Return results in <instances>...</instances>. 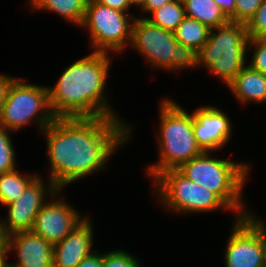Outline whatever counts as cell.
<instances>
[{
	"mask_svg": "<svg viewBox=\"0 0 266 267\" xmlns=\"http://www.w3.org/2000/svg\"><path fill=\"white\" fill-rule=\"evenodd\" d=\"M147 0H129L131 6L133 5V7L137 8L138 7V11L139 9H141L145 3H146Z\"/></svg>",
	"mask_w": 266,
	"mask_h": 267,
	"instance_id": "cell-34",
	"label": "cell"
},
{
	"mask_svg": "<svg viewBox=\"0 0 266 267\" xmlns=\"http://www.w3.org/2000/svg\"><path fill=\"white\" fill-rule=\"evenodd\" d=\"M95 1L104 6L129 14H131V9L133 7L131 6L129 0H95Z\"/></svg>",
	"mask_w": 266,
	"mask_h": 267,
	"instance_id": "cell-28",
	"label": "cell"
},
{
	"mask_svg": "<svg viewBox=\"0 0 266 267\" xmlns=\"http://www.w3.org/2000/svg\"><path fill=\"white\" fill-rule=\"evenodd\" d=\"M15 76L0 72V110L4 102L8 86Z\"/></svg>",
	"mask_w": 266,
	"mask_h": 267,
	"instance_id": "cell-32",
	"label": "cell"
},
{
	"mask_svg": "<svg viewBox=\"0 0 266 267\" xmlns=\"http://www.w3.org/2000/svg\"><path fill=\"white\" fill-rule=\"evenodd\" d=\"M246 26L249 38H266V0Z\"/></svg>",
	"mask_w": 266,
	"mask_h": 267,
	"instance_id": "cell-26",
	"label": "cell"
},
{
	"mask_svg": "<svg viewBox=\"0 0 266 267\" xmlns=\"http://www.w3.org/2000/svg\"><path fill=\"white\" fill-rule=\"evenodd\" d=\"M215 153V154H214ZM216 152H203L183 163L178 170L189 180L215 193L236 216L246 217L253 211L247 206L244 190L252 163L220 158Z\"/></svg>",
	"mask_w": 266,
	"mask_h": 267,
	"instance_id": "cell-4",
	"label": "cell"
},
{
	"mask_svg": "<svg viewBox=\"0 0 266 267\" xmlns=\"http://www.w3.org/2000/svg\"><path fill=\"white\" fill-rule=\"evenodd\" d=\"M96 250L89 256L85 257L76 267H102L103 252Z\"/></svg>",
	"mask_w": 266,
	"mask_h": 267,
	"instance_id": "cell-29",
	"label": "cell"
},
{
	"mask_svg": "<svg viewBox=\"0 0 266 267\" xmlns=\"http://www.w3.org/2000/svg\"><path fill=\"white\" fill-rule=\"evenodd\" d=\"M174 0H147L145 5L140 9V15L139 17L146 18L152 11L155 9L161 7L162 5L172 2ZM145 14V16H144Z\"/></svg>",
	"mask_w": 266,
	"mask_h": 267,
	"instance_id": "cell-31",
	"label": "cell"
},
{
	"mask_svg": "<svg viewBox=\"0 0 266 267\" xmlns=\"http://www.w3.org/2000/svg\"><path fill=\"white\" fill-rule=\"evenodd\" d=\"M263 0H236L235 22L247 25L253 18Z\"/></svg>",
	"mask_w": 266,
	"mask_h": 267,
	"instance_id": "cell-27",
	"label": "cell"
},
{
	"mask_svg": "<svg viewBox=\"0 0 266 267\" xmlns=\"http://www.w3.org/2000/svg\"><path fill=\"white\" fill-rule=\"evenodd\" d=\"M182 2L185 16L198 20L210 29L230 21L214 0H182Z\"/></svg>",
	"mask_w": 266,
	"mask_h": 267,
	"instance_id": "cell-18",
	"label": "cell"
},
{
	"mask_svg": "<svg viewBox=\"0 0 266 267\" xmlns=\"http://www.w3.org/2000/svg\"><path fill=\"white\" fill-rule=\"evenodd\" d=\"M175 57H173V63L171 64V73H180L183 70H196L198 69V56L197 51L192 47L185 46L182 43L177 42L174 46Z\"/></svg>",
	"mask_w": 266,
	"mask_h": 267,
	"instance_id": "cell-23",
	"label": "cell"
},
{
	"mask_svg": "<svg viewBox=\"0 0 266 267\" xmlns=\"http://www.w3.org/2000/svg\"><path fill=\"white\" fill-rule=\"evenodd\" d=\"M152 185L153 197L173 215H203L228 210L227 213L230 211L232 217L239 218L215 193L189 180L178 169L159 173L152 180Z\"/></svg>",
	"mask_w": 266,
	"mask_h": 267,
	"instance_id": "cell-6",
	"label": "cell"
},
{
	"mask_svg": "<svg viewBox=\"0 0 266 267\" xmlns=\"http://www.w3.org/2000/svg\"><path fill=\"white\" fill-rule=\"evenodd\" d=\"M26 173V174H25ZM13 171L0 174V206H7L16 201L26 187L39 175V172Z\"/></svg>",
	"mask_w": 266,
	"mask_h": 267,
	"instance_id": "cell-19",
	"label": "cell"
},
{
	"mask_svg": "<svg viewBox=\"0 0 266 267\" xmlns=\"http://www.w3.org/2000/svg\"><path fill=\"white\" fill-rule=\"evenodd\" d=\"M5 248V237L0 229V252Z\"/></svg>",
	"mask_w": 266,
	"mask_h": 267,
	"instance_id": "cell-35",
	"label": "cell"
},
{
	"mask_svg": "<svg viewBox=\"0 0 266 267\" xmlns=\"http://www.w3.org/2000/svg\"><path fill=\"white\" fill-rule=\"evenodd\" d=\"M135 17L134 13H124L95 0H87L84 17L78 28L89 33L91 51L117 56L130 48Z\"/></svg>",
	"mask_w": 266,
	"mask_h": 267,
	"instance_id": "cell-8",
	"label": "cell"
},
{
	"mask_svg": "<svg viewBox=\"0 0 266 267\" xmlns=\"http://www.w3.org/2000/svg\"><path fill=\"white\" fill-rule=\"evenodd\" d=\"M111 58L109 53L91 51L67 65L57 81L47 86L55 118H122L107 95Z\"/></svg>",
	"mask_w": 266,
	"mask_h": 267,
	"instance_id": "cell-2",
	"label": "cell"
},
{
	"mask_svg": "<svg viewBox=\"0 0 266 267\" xmlns=\"http://www.w3.org/2000/svg\"><path fill=\"white\" fill-rule=\"evenodd\" d=\"M87 0H28V8L34 11H46L57 14L63 20L79 27L82 23Z\"/></svg>",
	"mask_w": 266,
	"mask_h": 267,
	"instance_id": "cell-17",
	"label": "cell"
},
{
	"mask_svg": "<svg viewBox=\"0 0 266 267\" xmlns=\"http://www.w3.org/2000/svg\"><path fill=\"white\" fill-rule=\"evenodd\" d=\"M54 119L47 86L14 77L0 110V126L16 133L32 124L42 132Z\"/></svg>",
	"mask_w": 266,
	"mask_h": 267,
	"instance_id": "cell-7",
	"label": "cell"
},
{
	"mask_svg": "<svg viewBox=\"0 0 266 267\" xmlns=\"http://www.w3.org/2000/svg\"><path fill=\"white\" fill-rule=\"evenodd\" d=\"M5 249L7 267H53V244L31 230L5 237ZM10 255L16 260L9 263Z\"/></svg>",
	"mask_w": 266,
	"mask_h": 267,
	"instance_id": "cell-14",
	"label": "cell"
},
{
	"mask_svg": "<svg viewBox=\"0 0 266 267\" xmlns=\"http://www.w3.org/2000/svg\"><path fill=\"white\" fill-rule=\"evenodd\" d=\"M0 267H7V252L5 248L0 252Z\"/></svg>",
	"mask_w": 266,
	"mask_h": 267,
	"instance_id": "cell-33",
	"label": "cell"
},
{
	"mask_svg": "<svg viewBox=\"0 0 266 267\" xmlns=\"http://www.w3.org/2000/svg\"><path fill=\"white\" fill-rule=\"evenodd\" d=\"M132 125L123 118H55L41 132L46 139L48 179L66 190L75 181L104 172L118 149L133 140Z\"/></svg>",
	"mask_w": 266,
	"mask_h": 267,
	"instance_id": "cell-1",
	"label": "cell"
},
{
	"mask_svg": "<svg viewBox=\"0 0 266 267\" xmlns=\"http://www.w3.org/2000/svg\"><path fill=\"white\" fill-rule=\"evenodd\" d=\"M248 41L245 24L229 21L212 28L208 41L197 53L198 67L228 86L247 65Z\"/></svg>",
	"mask_w": 266,
	"mask_h": 267,
	"instance_id": "cell-5",
	"label": "cell"
},
{
	"mask_svg": "<svg viewBox=\"0 0 266 267\" xmlns=\"http://www.w3.org/2000/svg\"><path fill=\"white\" fill-rule=\"evenodd\" d=\"M177 43L174 33L152 24L146 18L136 16L132 26L131 49L137 51L153 70L171 72ZM132 47V48H131ZM145 58V59H144Z\"/></svg>",
	"mask_w": 266,
	"mask_h": 267,
	"instance_id": "cell-10",
	"label": "cell"
},
{
	"mask_svg": "<svg viewBox=\"0 0 266 267\" xmlns=\"http://www.w3.org/2000/svg\"><path fill=\"white\" fill-rule=\"evenodd\" d=\"M143 260L124 249H110L103 252L102 267H144Z\"/></svg>",
	"mask_w": 266,
	"mask_h": 267,
	"instance_id": "cell-24",
	"label": "cell"
},
{
	"mask_svg": "<svg viewBox=\"0 0 266 267\" xmlns=\"http://www.w3.org/2000/svg\"><path fill=\"white\" fill-rule=\"evenodd\" d=\"M90 216L62 241L53 245V267H76L85 257L97 250L93 249L96 238Z\"/></svg>",
	"mask_w": 266,
	"mask_h": 267,
	"instance_id": "cell-15",
	"label": "cell"
},
{
	"mask_svg": "<svg viewBox=\"0 0 266 267\" xmlns=\"http://www.w3.org/2000/svg\"><path fill=\"white\" fill-rule=\"evenodd\" d=\"M249 51L253 54H251ZM247 55H249L247 57L250 58H247V64L253 70L259 71L266 75V38H249Z\"/></svg>",
	"mask_w": 266,
	"mask_h": 267,
	"instance_id": "cell-25",
	"label": "cell"
},
{
	"mask_svg": "<svg viewBox=\"0 0 266 267\" xmlns=\"http://www.w3.org/2000/svg\"><path fill=\"white\" fill-rule=\"evenodd\" d=\"M10 133L15 134V132L0 126V174L18 168L17 152L15 151L14 140H12V134Z\"/></svg>",
	"mask_w": 266,
	"mask_h": 267,
	"instance_id": "cell-22",
	"label": "cell"
},
{
	"mask_svg": "<svg viewBox=\"0 0 266 267\" xmlns=\"http://www.w3.org/2000/svg\"><path fill=\"white\" fill-rule=\"evenodd\" d=\"M236 0H214L231 22H235Z\"/></svg>",
	"mask_w": 266,
	"mask_h": 267,
	"instance_id": "cell-30",
	"label": "cell"
},
{
	"mask_svg": "<svg viewBox=\"0 0 266 267\" xmlns=\"http://www.w3.org/2000/svg\"><path fill=\"white\" fill-rule=\"evenodd\" d=\"M66 190L59 189L39 210L31 231L43 237L51 244L62 241L70 232L79 226L87 217L82 210L68 202L64 195ZM84 215V216H83Z\"/></svg>",
	"mask_w": 266,
	"mask_h": 267,
	"instance_id": "cell-12",
	"label": "cell"
},
{
	"mask_svg": "<svg viewBox=\"0 0 266 267\" xmlns=\"http://www.w3.org/2000/svg\"><path fill=\"white\" fill-rule=\"evenodd\" d=\"M226 88L239 105L266 104V75L253 70L248 64Z\"/></svg>",
	"mask_w": 266,
	"mask_h": 267,
	"instance_id": "cell-16",
	"label": "cell"
},
{
	"mask_svg": "<svg viewBox=\"0 0 266 267\" xmlns=\"http://www.w3.org/2000/svg\"><path fill=\"white\" fill-rule=\"evenodd\" d=\"M232 221L222 252L224 267H266V221L254 211Z\"/></svg>",
	"mask_w": 266,
	"mask_h": 267,
	"instance_id": "cell-9",
	"label": "cell"
},
{
	"mask_svg": "<svg viewBox=\"0 0 266 267\" xmlns=\"http://www.w3.org/2000/svg\"><path fill=\"white\" fill-rule=\"evenodd\" d=\"M193 134L203 152H219L226 147L235 133L233 121L225 111L215 105H203L194 108Z\"/></svg>",
	"mask_w": 266,
	"mask_h": 267,
	"instance_id": "cell-13",
	"label": "cell"
},
{
	"mask_svg": "<svg viewBox=\"0 0 266 267\" xmlns=\"http://www.w3.org/2000/svg\"><path fill=\"white\" fill-rule=\"evenodd\" d=\"M41 176L43 175L39 174L16 201L5 206L6 218H0V229L4 237L31 230L39 210L59 190L52 181Z\"/></svg>",
	"mask_w": 266,
	"mask_h": 267,
	"instance_id": "cell-11",
	"label": "cell"
},
{
	"mask_svg": "<svg viewBox=\"0 0 266 267\" xmlns=\"http://www.w3.org/2000/svg\"><path fill=\"white\" fill-rule=\"evenodd\" d=\"M210 31L208 26L185 16L173 33L177 42L198 52L208 41Z\"/></svg>",
	"mask_w": 266,
	"mask_h": 267,
	"instance_id": "cell-20",
	"label": "cell"
},
{
	"mask_svg": "<svg viewBox=\"0 0 266 267\" xmlns=\"http://www.w3.org/2000/svg\"><path fill=\"white\" fill-rule=\"evenodd\" d=\"M184 17L182 0H174L152 11L146 19L164 30L174 32Z\"/></svg>",
	"mask_w": 266,
	"mask_h": 267,
	"instance_id": "cell-21",
	"label": "cell"
},
{
	"mask_svg": "<svg viewBox=\"0 0 266 267\" xmlns=\"http://www.w3.org/2000/svg\"><path fill=\"white\" fill-rule=\"evenodd\" d=\"M158 106L160 123L154 137L158 160L146 164L144 169L145 177L150 180L165 170L178 169L203 153L193 134V113L169 96L160 99Z\"/></svg>",
	"mask_w": 266,
	"mask_h": 267,
	"instance_id": "cell-3",
	"label": "cell"
}]
</instances>
